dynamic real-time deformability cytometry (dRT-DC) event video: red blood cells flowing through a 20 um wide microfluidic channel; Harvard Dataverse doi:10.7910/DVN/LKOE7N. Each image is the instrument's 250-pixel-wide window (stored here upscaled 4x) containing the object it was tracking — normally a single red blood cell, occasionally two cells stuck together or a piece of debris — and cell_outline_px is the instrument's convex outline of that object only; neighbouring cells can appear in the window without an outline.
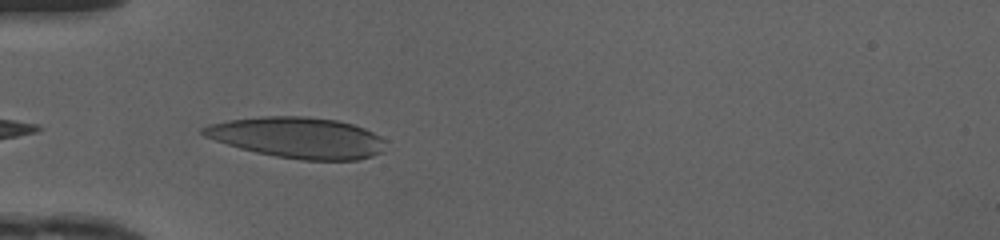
{"species": "human", "species_latin": "Homo sapiens", "temperature_condition": "cold", "stored_images_in_passage": 34, "camera_frame_rate_fps": 3000, "um_per_image_px": 0.085, "donor": {"sex": "female"}, "frame": {"image": 1, "passage_image": 1, "time_ms": 0.0, "image_size_px": [1000, 240], "cell_outline_px": [[384, 140], [380, 152], [372, 156], [356, 160], [300, 160], [276, 156], [256, 152], [240, 148], [204, 136], [200, 132], [200, 128], [208, 124], [228, 120], [264, 116], [304, 116], [336, 120], [352, 124], [364, 128], [380, 136]], "centroid_in_image_um": [25.27, 11.69], "position_along_channel_um": 59.7, "area_um2": 43.23}}
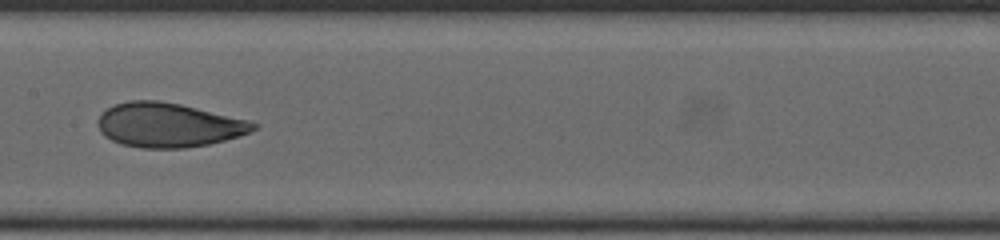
{"frame": {"image": 2, "passage_image": 11, "time_ms": 3.333, "image_size_px": [1000, 240], "cell_outline_px": [[260, 124], [256, 128], [240, 136], [208, 144], [184, 148], [144, 148], [120, 144], [104, 136], [100, 132], [100, 116], [108, 108], [116, 104], [128, 100], [160, 100], [180, 104], [248, 120]], "centroid_in_image_um": [14.33, 10.63], "position_along_channel_um": 193.1, "area_um2": 39.82}}
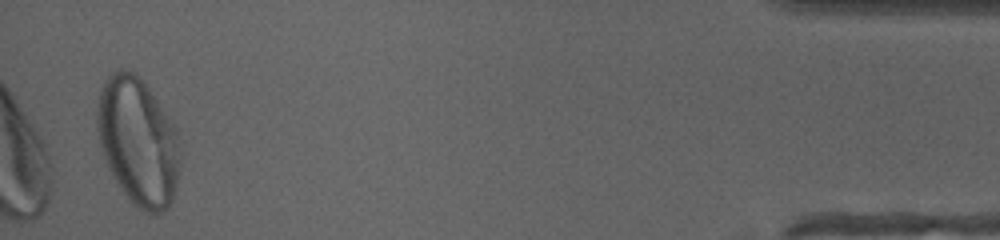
{"frame": {"image": 3, "passage_image": 33, "time_ms": 10.667, "image_size_px": [1000, 240], "cell_outline_px": [[180, 164], [172, 200], [168, 208], [156, 216], [144, 212], [132, 204], [120, 188], [100, 148], [96, 128], [96, 104], [104, 80], [112, 72], [120, 68], [128, 68], [148, 88], [172, 124], [176, 132]], "centroid_in_image_um": [11.69, 12.05], "position_along_channel_um": 423.5, "area_um2": 61.33}, "authors_computed_cell_mechanics": {"area_um2": 42.6564, "velocity_mm_per_s": 4.1761, "shape_relaxation_time_tau1_ms": 4.3365, "shape_relaxation_time_tau2_ms": 1.145, "deformation_change_tau1": 0.1665, "deformation_change_tau2": 0.066}}